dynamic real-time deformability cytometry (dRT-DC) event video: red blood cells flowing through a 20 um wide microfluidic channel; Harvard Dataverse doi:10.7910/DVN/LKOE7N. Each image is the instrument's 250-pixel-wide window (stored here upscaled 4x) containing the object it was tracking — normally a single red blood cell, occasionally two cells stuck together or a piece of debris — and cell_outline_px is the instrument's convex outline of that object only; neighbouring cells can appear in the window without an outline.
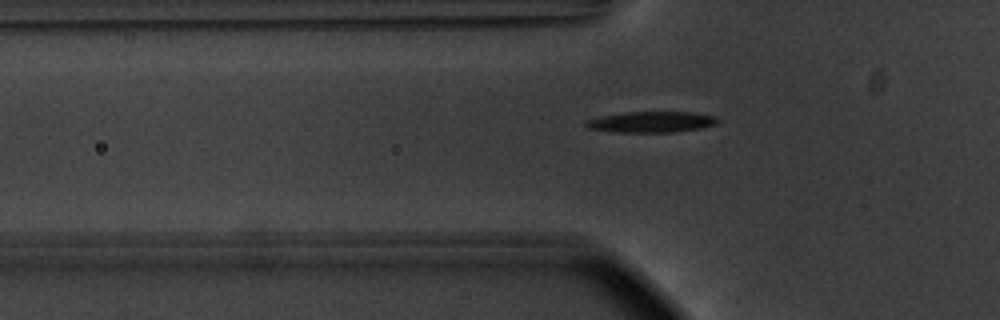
{"species": "common noctule bat (a hibernating species)", "species_latin": "Nyctalus noctula", "temperature_condition": "warm", "stored_images_in_passage": 42, "camera_frame_rate_fps": 3000, "um_per_image_px": 0.085, "animal": {"sex": "male", "body_mass_g": 20.1, "forearm_length_mm": 53.5}, "frame": {"image": 1, "passage_image": 7, "time_ms": 2.0, "image_size_px": [1000, 320], "cell_outline_px": [[720, 120], [716, 124], [700, 128], [676, 132], [616, 132], [588, 128], [584, 124], [584, 120], [600, 116], [624, 112], [688, 112], [716, 116]], "centroid_in_image_um": [55.34, 10.36], "position_along_channel_um": 70.5, "area_um2": 16.13}}
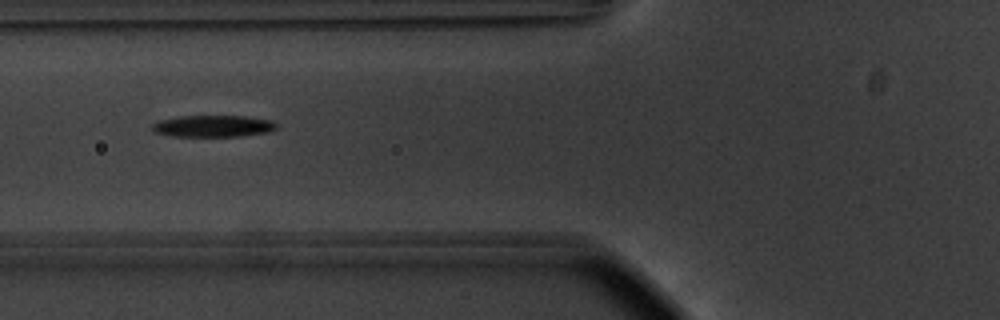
{"frame": {"image": 2, "passage_image": 10, "time_ms": 3.0, "image_size_px": [1000, 320], "cell_outline_px": [[276, 128], [268, 132], [240, 136], [172, 136], [152, 132], [152, 124], [160, 120], [180, 116], [248, 116], [272, 120], [276, 124]], "centroid_in_image_um": [18.1, 10.71], "position_along_channel_um": 107.7, "area_um2": 15.72}}
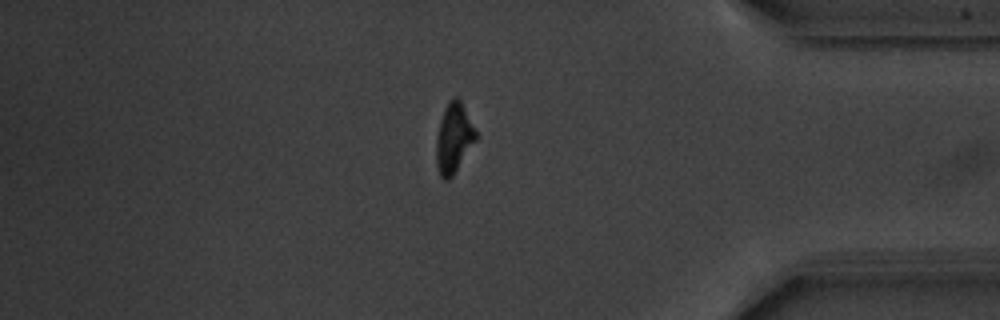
{"frame": {"image": 3, "passage_image": 35, "time_ms": 11.333, "image_size_px": [1000, 320], "cell_outline_px": [[480, 136], [452, 176], [448, 180], [444, 180], [440, 176], [436, 164], [436, 136], [440, 120], [444, 108], [448, 100], [452, 96], [456, 96], [460, 100]], "centroid_in_image_um": [38.59, 11.72], "position_along_channel_um": 396.6, "area_um2": 16.47}}